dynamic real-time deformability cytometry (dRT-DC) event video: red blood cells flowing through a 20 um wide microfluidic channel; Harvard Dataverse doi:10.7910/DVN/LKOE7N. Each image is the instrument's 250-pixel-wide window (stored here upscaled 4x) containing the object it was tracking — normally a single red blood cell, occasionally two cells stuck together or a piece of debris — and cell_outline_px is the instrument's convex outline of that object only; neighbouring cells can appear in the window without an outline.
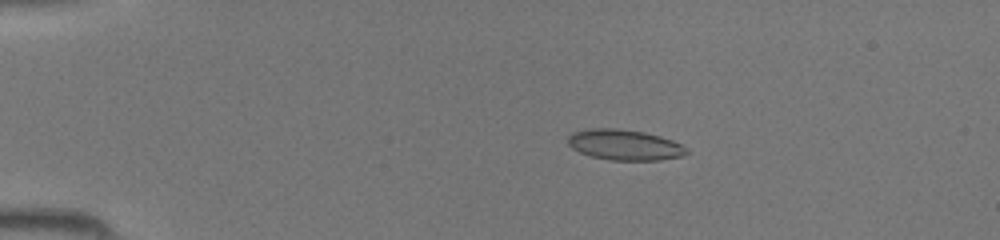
{"species": "common noctule bat (a hibernating species)", "species_latin": "Nyctalus noctula", "temperature_condition": "room temperature", "stored_images_in_passage": 45, "camera_frame_rate_fps": 3000, "um_per_image_px": 0.085, "animal": {"sex": "female", "body_mass_g": 19.5, "forearm_length_mm": 54.1}, "frame": {"image": 1, "passage_image": 9, "time_ms": 2.667, "image_size_px": [1000, 240], "cell_outline_px": [[688, 152], [684, 156], [660, 160], [608, 160], [588, 156], [572, 148], [568, 144], [568, 136], [572, 132], [588, 128], [616, 128], [644, 132], [660, 136], [672, 140], [688, 148]], "centroid_in_image_um": [53.07, 12.31], "position_along_channel_um": 31.9, "area_um2": 21.39}}
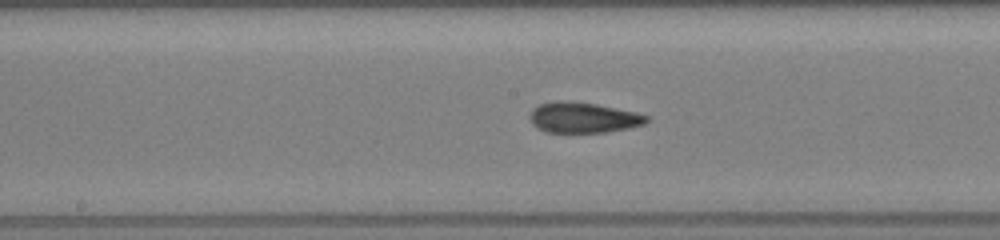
{"frame": {"image": 2, "passage_image": 24, "time_ms": 7.667, "image_size_px": [1000, 240], "cell_outline_px": [[648, 120], [644, 124], [628, 128], [604, 132], [544, 132], [536, 128], [532, 124], [528, 116], [532, 108], [540, 104], [552, 100], [560, 100], [596, 104], [636, 112], [648, 116]], "centroid_in_image_um": [49.5, 9.99], "position_along_channel_um": 198.7, "area_um2": 20.87}}
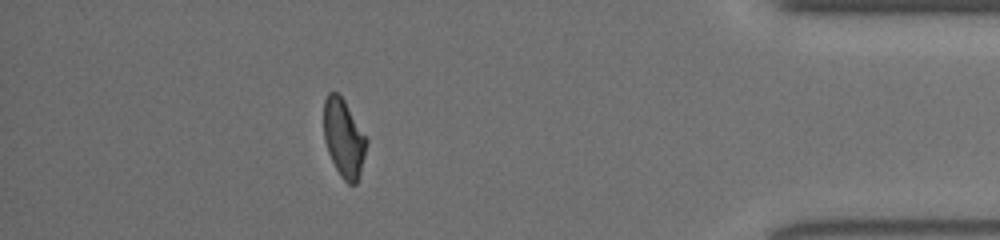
{"frame": {"image": 3, "passage_image": 40, "time_ms": 13.0, "image_size_px": [1000, 240], "cell_outline_px": [[368, 140], [360, 172], [356, 184], [348, 184], [340, 176], [328, 152], [324, 140], [324, 100], [328, 92], [336, 92], [344, 100]], "centroid_in_image_um": [29.21, 11.74], "position_along_channel_um": 406.0, "area_um2": 19.19}}